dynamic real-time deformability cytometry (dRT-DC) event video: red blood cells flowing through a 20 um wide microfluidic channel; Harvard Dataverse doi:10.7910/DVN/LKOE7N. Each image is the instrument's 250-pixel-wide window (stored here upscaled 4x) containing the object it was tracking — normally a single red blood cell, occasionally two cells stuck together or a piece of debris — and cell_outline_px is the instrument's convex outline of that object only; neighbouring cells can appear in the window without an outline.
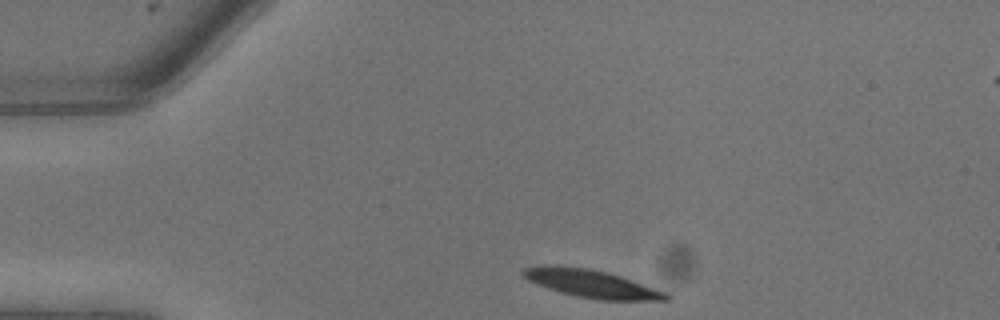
{"species": "common noctule bat (a hibernating species)", "species_latin": "Nyctalus noctula", "temperature_condition": "warm", "stored_images_in_passage": 6, "camera_frame_rate_fps": 3000, "um_per_image_px": 0.085, "animal": {"sex": "male", "body_mass_g": 13.3}, "frame": {"image": 1, "passage_image": 1, "time_ms": 0.0, "image_size_px": [1000, 320], "cell_outline_px": [[672, 296], [668, 300], [600, 300], [576, 296], [560, 292], [536, 284], [528, 280], [520, 272], [524, 268], [540, 264], [556, 264], [592, 268], [608, 272], [668, 292]], "centroid_in_image_um": [50.26, 24.08], "position_along_channel_um": 34.7, "area_um2": 23.64}}
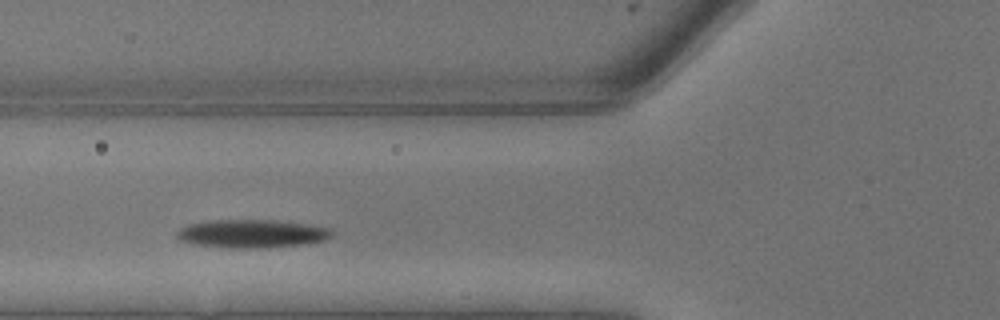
{"frame": {"image": 2, "passage_image": 5, "time_ms": 1.333, "image_size_px": [1000, 320], "cell_outline_px": [[336, 232], [332, 236], [324, 240], [300, 244], [252, 248], [232, 248], [200, 244], [180, 240], [176, 236], [176, 232], [180, 228], [188, 224], [208, 220], [280, 220], [332, 228]], "centroid_in_image_um": [21.44, 19.84], "position_along_channel_um": 104.4, "area_um2": 25.32}}